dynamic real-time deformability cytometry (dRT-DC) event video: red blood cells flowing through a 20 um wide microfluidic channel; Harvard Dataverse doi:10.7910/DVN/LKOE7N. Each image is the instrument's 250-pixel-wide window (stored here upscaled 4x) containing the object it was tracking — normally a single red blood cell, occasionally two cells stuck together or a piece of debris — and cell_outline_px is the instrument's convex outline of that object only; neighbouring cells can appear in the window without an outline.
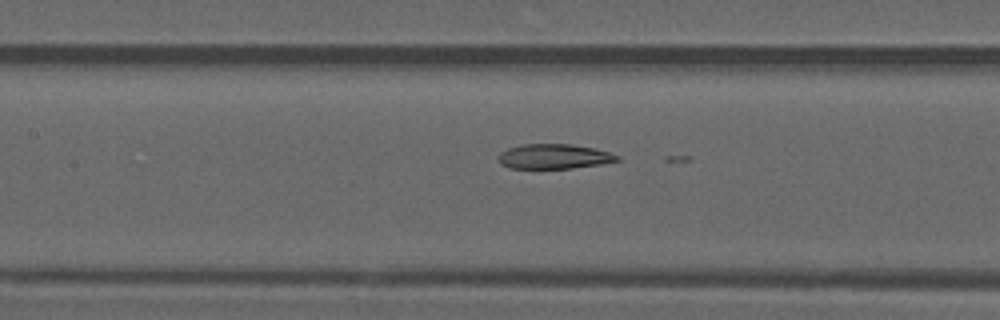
{"species": "common noctule bat (a hibernating species)", "species_latin": "Nyctalus noctula", "temperature_condition": "warm", "stored_images_in_passage": 34, "camera_frame_rate_fps": 3000, "um_per_image_px": 0.085, "animal": {"sex": "male", "forearm_length_mm": 52.5}, "frame": {"image": 1, "passage_image": 23, "time_ms": 7.333, "image_size_px": [1000, 320], "cell_outline_px": [[620, 160], [600, 164], [572, 168], [508, 168], [500, 164], [500, 152], [508, 148], [524, 144], [568, 144], [592, 148], [608, 152], [620, 156]], "centroid_in_image_um": [47.08, 13.3], "position_along_channel_um": 160.3, "area_um2": 16.94}}
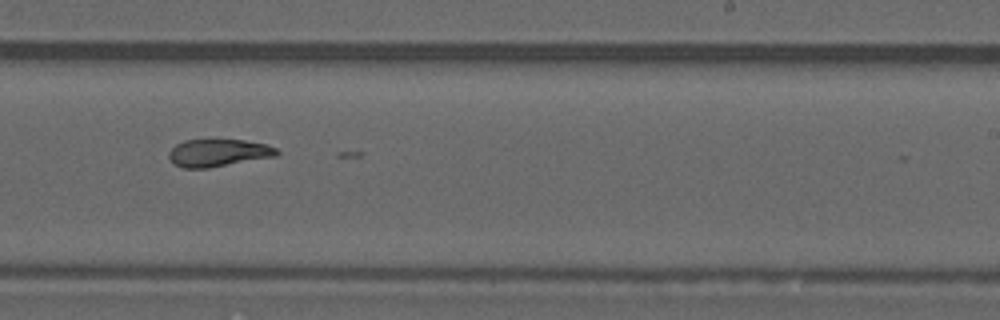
{"frame": {"image": 2, "passage_image": 31, "time_ms": 10.0, "image_size_px": [1000, 320], "cell_outline_px": [[280, 152], [276, 156], [208, 168], [184, 168], [176, 164], [168, 156], [168, 152], [176, 144], [184, 140], [244, 140], [264, 144], [276, 148]], "centroid_in_image_um": [18.55, 12.99], "position_along_channel_um": 270.5, "area_um2": 17.05}}